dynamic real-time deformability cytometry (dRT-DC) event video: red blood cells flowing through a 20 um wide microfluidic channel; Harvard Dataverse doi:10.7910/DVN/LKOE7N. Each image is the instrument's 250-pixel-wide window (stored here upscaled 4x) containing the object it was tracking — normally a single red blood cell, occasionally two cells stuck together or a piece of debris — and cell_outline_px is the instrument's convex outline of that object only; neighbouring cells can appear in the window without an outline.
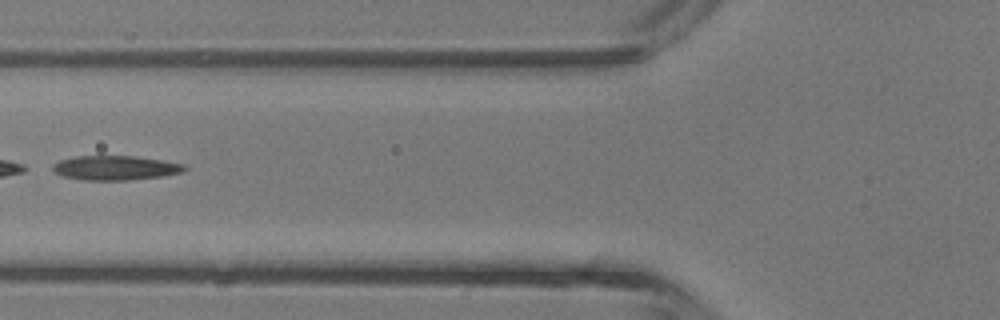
{"species": "common noctule bat (a hibernating species)", "species_latin": "Nyctalus noctula", "temperature_condition": "room temperature", "stored_images_in_passage": 30, "camera_frame_rate_fps": 3000, "um_per_image_px": 0.085, "animal": {"sex": "male", "body_mass_g": 13.3}, "frame": {"image": 1, "passage_image": 5, "time_ms": 1.333, "image_size_px": [1000, 320], "cell_outline_px": [[188, 168], [184, 172], [164, 176], [128, 180], [84, 180], [64, 176], [56, 172], [52, 168], [60, 160], [76, 156], [136, 156], [184, 164]], "centroid_in_image_um": [9.87, 14.27], "position_along_channel_um": 115.9, "area_um2": 18.61}, "authors_computed_cell_mechanics": {"area_um2": 18.9584, "velocity_mm_per_s": 4.8178, "shape_relaxation_time_tau1_ms": 0.8481, "shape_relaxation_time_tau2_ms": 6.9085, "deformation_change_tau1": 0.2424, "deformation_change_tau2": 0.2603}}